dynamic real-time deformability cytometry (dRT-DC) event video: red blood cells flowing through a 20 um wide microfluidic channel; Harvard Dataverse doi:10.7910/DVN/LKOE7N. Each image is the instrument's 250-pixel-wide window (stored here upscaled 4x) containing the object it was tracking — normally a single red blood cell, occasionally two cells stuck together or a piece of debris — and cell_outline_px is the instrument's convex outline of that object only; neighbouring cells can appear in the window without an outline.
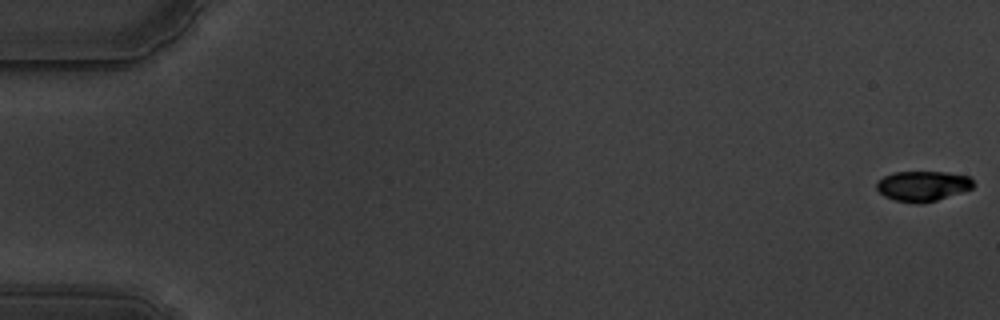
{"species": "common noctule bat (a hibernating species)", "species_latin": "Nyctalus noctula", "temperature_condition": "warm", "stored_images_in_passage": 26, "camera_frame_rate_fps": 3000, "um_per_image_px": 0.085, "animal": {"sex": "male", "body_mass_g": 19.5, "forearm_length_mm": 54.6}, "frame": {"image": 1, "passage_image": 1, "time_ms": 0.0, "image_size_px": [1000, 320], "cell_outline_px": [[976, 184], [972, 188], [936, 200], [920, 204], [916, 204], [896, 200], [884, 196], [876, 188], [876, 184], [884, 176], [892, 172], [948, 172], [968, 176]], "centroid_in_image_um": [78.43, 15.8], "position_along_channel_um": 6.6, "area_um2": 16.94}}
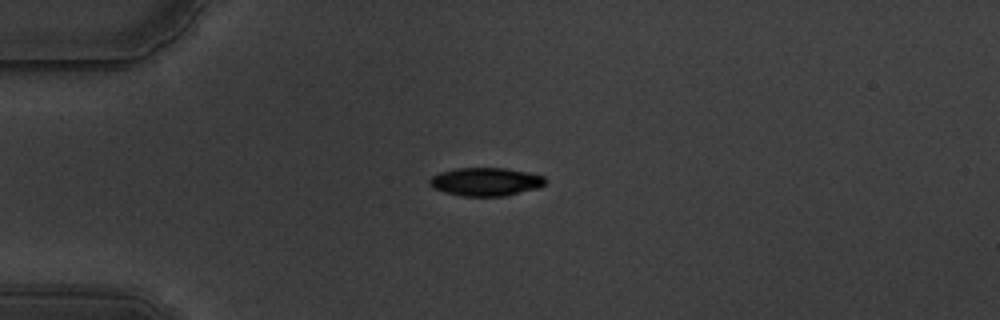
{"frame": {"image": 2, "passage_image": 16, "time_ms": 5.0, "image_size_px": [1000, 320], "cell_outline_px": [[548, 180], [540, 188], [504, 196], [460, 196], [444, 192], [432, 188], [428, 184], [428, 180], [432, 176], [440, 172], [456, 168], [504, 168], [528, 172], [544, 176]], "centroid_in_image_um": [41.28, 15.45], "position_along_channel_um": 43.7, "area_um2": 19.31}}